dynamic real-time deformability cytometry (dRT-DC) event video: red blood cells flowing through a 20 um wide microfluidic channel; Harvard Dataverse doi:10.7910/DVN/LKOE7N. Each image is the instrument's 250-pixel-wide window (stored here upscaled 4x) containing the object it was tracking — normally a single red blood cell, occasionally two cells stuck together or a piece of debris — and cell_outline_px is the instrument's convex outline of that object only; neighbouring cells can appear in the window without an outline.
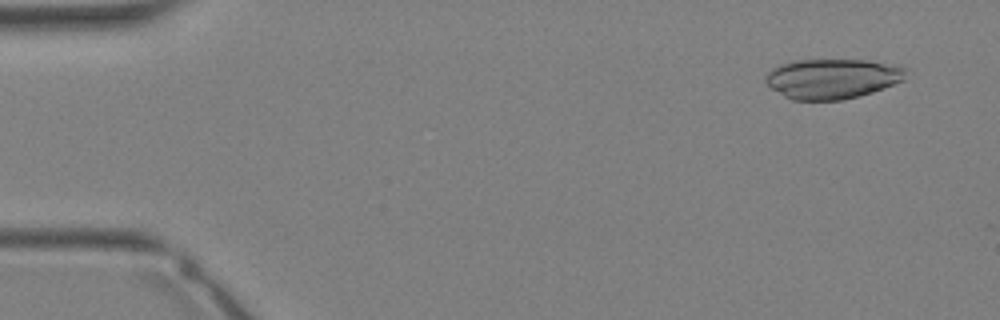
{"species": "Egyptian fruit bat (a non-hibernating species)", "species_latin": "Rousettus aegyptiacus", "temperature_condition": "warm", "stored_images_in_passage": 33, "camera_frame_rate_fps": 3000, "um_per_image_px": 0.085, "animal": {"sex": "female"}, "frame": {"image": 1, "passage_image": 3, "time_ms": 0.667, "image_size_px": [1000, 320], "cell_outline_px": [[908, 68], [904, 80], [872, 92], [860, 96], [840, 100], [792, 100], [784, 96], [764, 84], [764, 80], [768, 72], [772, 68], [780, 64], [792, 60], [868, 60], [904, 64]], "centroid_in_image_um": [70.78, 6.67], "position_along_channel_um": 14.2, "area_um2": 33.29}}
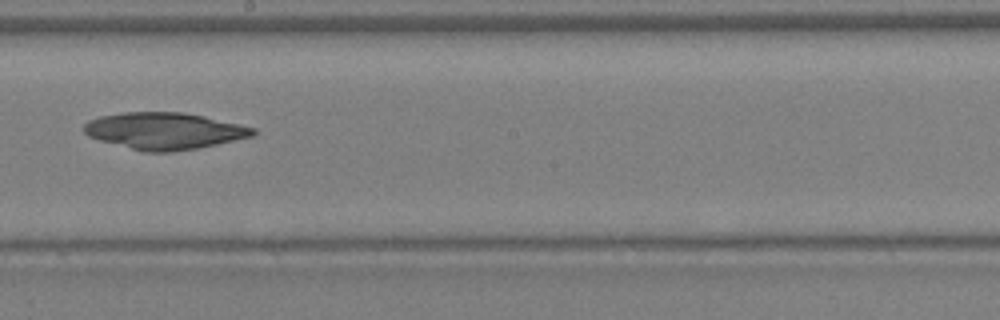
{"frame": {"image": 2, "passage_image": 20, "time_ms": 6.333, "image_size_px": [1000, 320], "cell_outline_px": [[256, 132], [252, 136], [216, 144], [196, 148], [172, 152], [144, 152], [100, 140], [88, 136], [84, 132], [84, 124], [88, 120], [100, 116], [124, 112], [184, 112], [204, 116], [240, 124], [256, 128]], "centroid_in_image_um": [13.96, 11.12], "position_along_channel_um": 234.2, "area_um2": 36.07}}
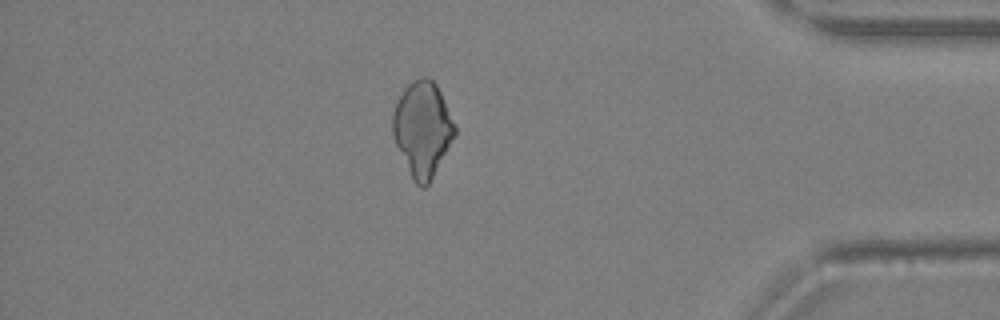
{"frame": {"image": 3, "passage_image": 30, "time_ms": 9.667, "image_size_px": [1000, 320], "cell_outline_px": [[456, 132], [428, 184], [424, 188], [420, 188], [412, 180], [396, 144], [392, 132], [392, 112], [404, 88], [408, 84], [424, 76], [428, 76], [436, 84], [440, 92], [456, 128]], "centroid_in_image_um": [35.88, 10.96], "position_along_channel_um": 399.3, "area_um2": 33.64}}